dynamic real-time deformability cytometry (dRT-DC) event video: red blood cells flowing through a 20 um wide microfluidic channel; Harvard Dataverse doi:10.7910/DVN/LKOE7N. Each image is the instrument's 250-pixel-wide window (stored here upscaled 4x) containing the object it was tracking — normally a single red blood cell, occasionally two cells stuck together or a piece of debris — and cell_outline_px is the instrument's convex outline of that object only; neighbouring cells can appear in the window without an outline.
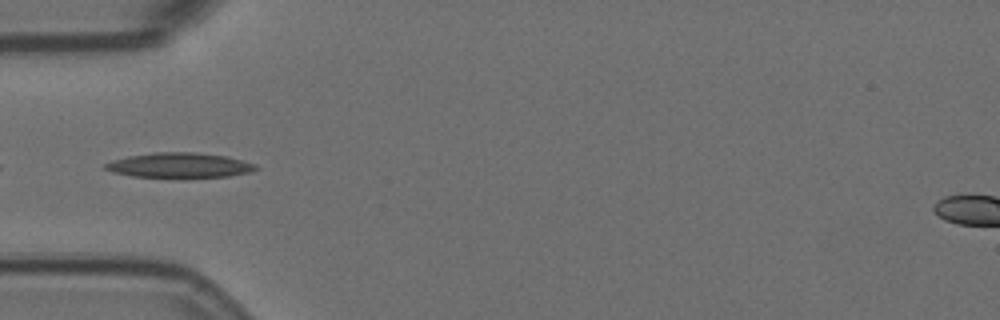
{"species": "Egyptian fruit bat (a non-hibernating species)", "species_latin": "Rousettus aegyptiacus", "temperature_condition": "room temperature", "stored_images_in_passage": 5, "camera_frame_rate_fps": 3000, "um_per_image_px": 0.085, "animal": {"sex": "female"}, "frame": {"image": 1, "passage_image": 5, "time_ms": 1.333, "image_size_px": [1000, 320], "cell_outline_px": [[260, 168], [252, 172], [228, 176], [184, 180], [132, 176], [112, 172], [104, 168], [104, 164], [112, 160], [128, 156], [152, 152], [196, 152], [224, 156], [256, 164]], "centroid_in_image_um": [15.25, 14.09], "position_along_channel_um": 69.7, "area_um2": 22.83}}